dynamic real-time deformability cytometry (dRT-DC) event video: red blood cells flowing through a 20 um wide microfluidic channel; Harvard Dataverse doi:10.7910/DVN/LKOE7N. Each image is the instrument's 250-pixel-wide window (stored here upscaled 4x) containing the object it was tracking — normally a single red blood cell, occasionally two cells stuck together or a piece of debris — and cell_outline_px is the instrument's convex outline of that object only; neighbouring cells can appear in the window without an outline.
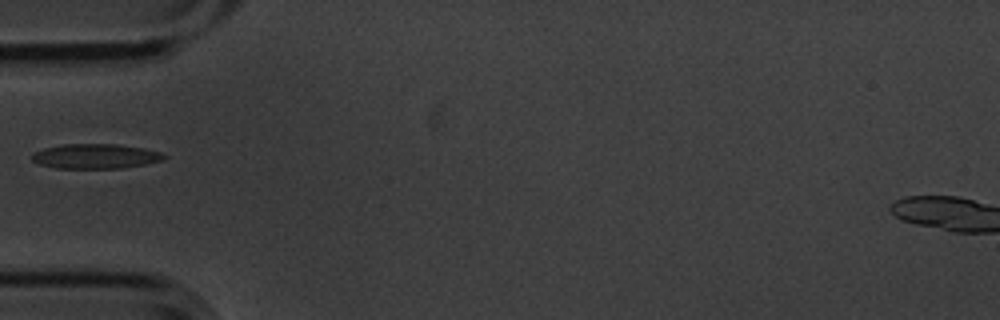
{"species": "common noctule bat (a hibernating species)", "species_latin": "Nyctalus noctula", "temperature_condition": "cold", "stored_images_in_passage": 2, "camera_frame_rate_fps": 3000, "um_per_image_px": 0.085, "animal": {"sex": "male", "body_mass_g": 20.1, "forearm_length_mm": 53.5}, "frame": {"image": 1, "passage_image": 1, "time_ms": 0.0, "image_size_px": [1000, 320], "cell_outline_px": [[168, 156], [164, 160], [144, 164], [120, 168], [56, 168], [40, 164], [32, 160], [32, 152], [44, 148], [64, 144], [116, 144], [144, 148], [160, 152]], "centroid_in_image_um": [8.12, 13.27], "position_along_channel_um": 76.9, "area_um2": 19.02}}
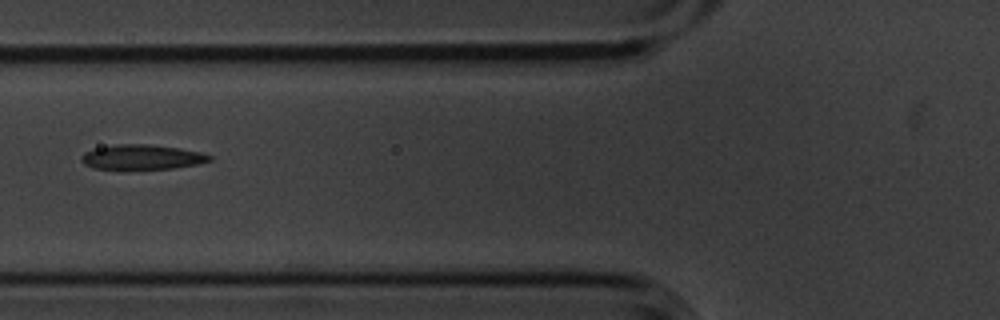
{"frame": {"image": 2, "passage_image": 2, "time_ms": 0.333, "image_size_px": [1000, 320], "cell_outline_px": [[212, 160], [196, 164], [172, 168], [124, 172], [92, 168], [84, 164], [80, 160], [80, 156], [84, 152], [96, 148], [116, 144], [148, 144], [180, 148], [200, 152], [212, 156]], "centroid_in_image_um": [11.98, 13.4], "position_along_channel_um": 113.8, "area_um2": 19.42}}